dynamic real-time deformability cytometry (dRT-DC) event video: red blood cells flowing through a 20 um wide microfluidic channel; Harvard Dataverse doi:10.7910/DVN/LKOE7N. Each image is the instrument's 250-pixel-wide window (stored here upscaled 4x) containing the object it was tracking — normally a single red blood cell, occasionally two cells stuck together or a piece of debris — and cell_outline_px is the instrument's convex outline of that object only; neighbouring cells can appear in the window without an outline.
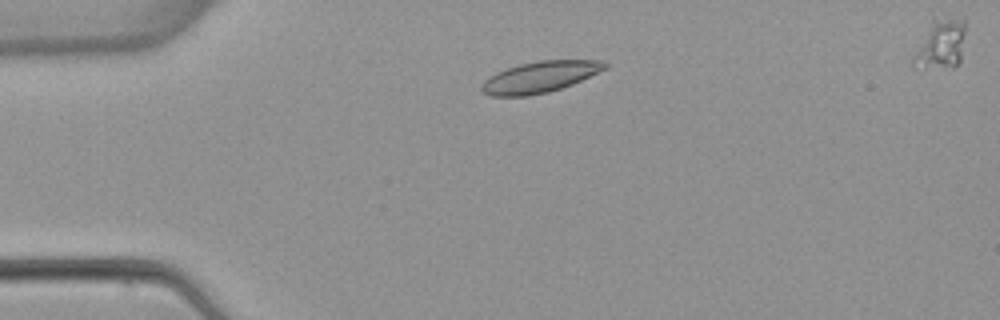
{"species": "common noctule bat (a hibernating species)", "species_latin": "Nyctalus noctula", "temperature_condition": "warm", "stored_images_in_passage": 4, "segment_of_instrument_passage": [1, 2], "camera_frame_rate_fps": 3000, "um_per_image_px": 0.085, "animal": {"sex": "female", "body_mass_g": 22.7, "forearm_length_mm": 54.2}, "frame": {"image": 1, "passage_image": 2, "time_ms": 1.333, "image_size_px": [1000, 320], "cell_outline_px": [[608, 68], [572, 84], [548, 92], [528, 96], [488, 96], [480, 88], [480, 84], [484, 80], [496, 72], [520, 64], [540, 60], [604, 60], [608, 64]], "centroid_in_image_um": [45.89, 6.54], "position_along_channel_um": 39.1, "area_um2": 22.43}}